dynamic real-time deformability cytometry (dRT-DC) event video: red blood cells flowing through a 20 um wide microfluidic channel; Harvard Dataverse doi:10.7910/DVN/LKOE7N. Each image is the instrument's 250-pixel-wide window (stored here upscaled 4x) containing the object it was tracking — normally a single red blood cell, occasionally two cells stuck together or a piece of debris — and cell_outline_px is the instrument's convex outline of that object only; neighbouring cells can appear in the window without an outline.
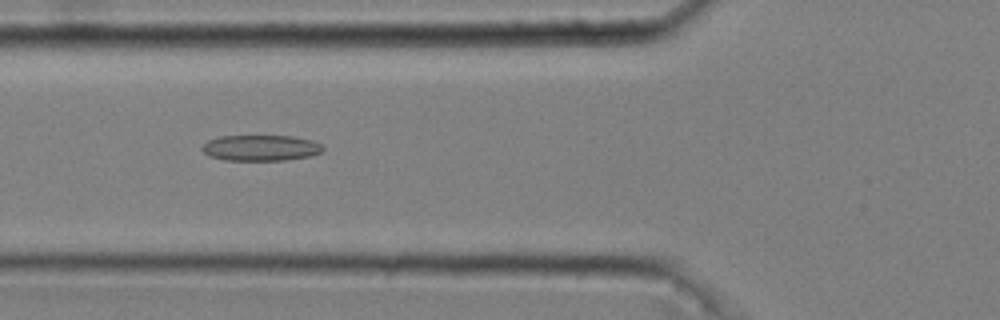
{"species": "common noctule bat (a hibernating species)", "species_latin": "Nyctalus noctula", "temperature_condition": "cold", "stored_images_in_passage": 37, "camera_frame_rate_fps": 3000, "um_per_image_px": 0.085, "animal": {"sex": "male", "body_mass_g": 20.4}, "frame": {"image": 1, "passage_image": 7, "time_ms": 2.0, "image_size_px": [1000, 320], "cell_outline_px": [[324, 152], [308, 156], [284, 160], [224, 160], [208, 156], [200, 148], [208, 140], [220, 136], [292, 136], [312, 140], [320, 144], [324, 148]], "centroid_in_image_um": [22.15, 12.57], "position_along_channel_um": 103.7, "area_um2": 18.21}}
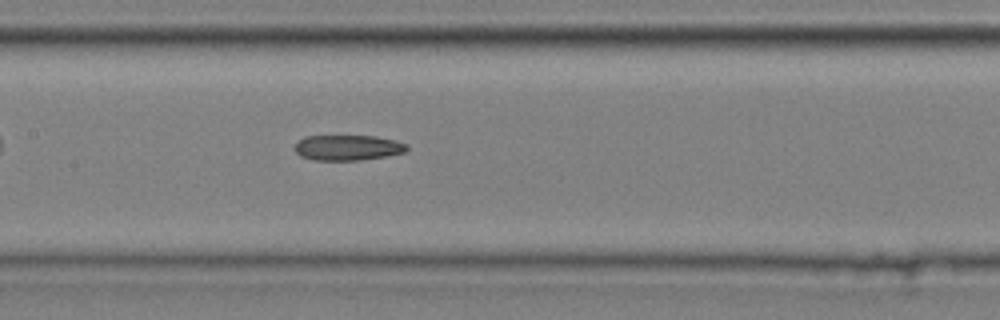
{"frame": {"image": 2, "passage_image": 13, "time_ms": 4.0, "image_size_px": [1000, 320], "cell_outline_px": [[408, 148], [404, 152], [388, 156], [360, 160], [312, 160], [300, 156], [296, 152], [296, 144], [304, 136], [376, 136], [396, 140], [408, 144]], "centroid_in_image_um": [29.59, 12.55], "position_along_channel_um": 177.8, "area_um2": 16.65}}
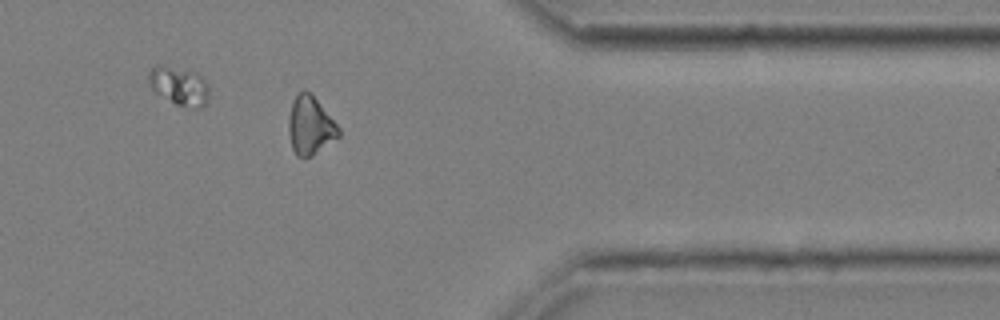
{"frame": {"image": 3, "passage_image": 31, "time_ms": 10.0, "image_size_px": [1000, 320], "cell_outline_px": [[340, 136], [312, 156], [296, 156], [292, 148], [288, 132], [288, 116], [292, 104], [296, 96], [304, 88], [316, 100], [340, 128]], "centroid_in_image_um": [26.35, 10.7], "position_along_channel_um": 385.0, "area_um2": 16.7}, "authors_computed_cell_mechanics": {"area_um2": 17.1666, "velocity_mm_per_s": 3.6934, "shape_relaxation_time_tau1_ms": null, "shape_relaxation_time_tau2_ms": 5.3294, "deformation_change_tau1": null, "deformation_change_tau2": 0.1522}}